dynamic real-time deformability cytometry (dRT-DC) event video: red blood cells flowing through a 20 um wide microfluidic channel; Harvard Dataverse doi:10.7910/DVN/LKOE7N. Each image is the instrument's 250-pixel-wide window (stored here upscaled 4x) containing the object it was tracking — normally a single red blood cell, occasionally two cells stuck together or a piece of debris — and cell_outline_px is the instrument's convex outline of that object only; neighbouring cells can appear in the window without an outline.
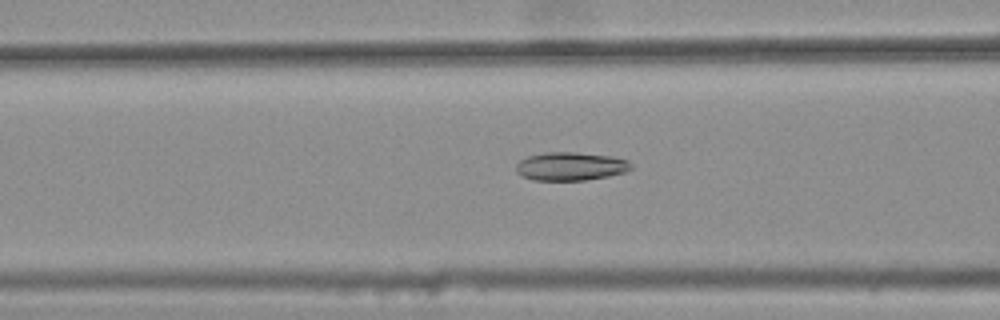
{"species": "common noctule bat (a hibernating species)", "species_latin": "Nyctalus noctula", "temperature_condition": "warm", "stored_images_in_passage": 39, "camera_frame_rate_fps": 3000, "um_per_image_px": 0.085, "animal": {"sex": "female", "body_mass_g": 25.1}, "frame": {"image": 1, "passage_image": 13, "time_ms": 4.0, "image_size_px": [1000, 320], "cell_outline_px": [[624, 160], [620, 168], [616, 172], [600, 176], [576, 180], [540, 180], [528, 176], [528, 160], [536, 156], [600, 156]], "centroid_in_image_um": [48.58, 14.22], "position_along_channel_um": 118.0, "area_um2": 14.22}}
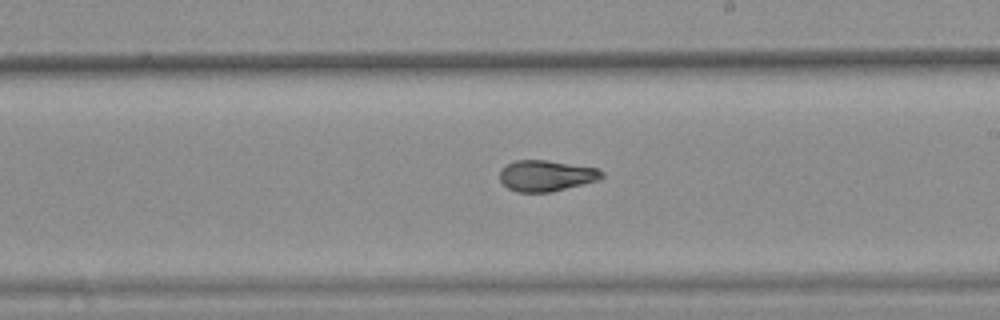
{"frame": {"image": 2, "passage_image": 23, "time_ms": 7.333, "image_size_px": [1000, 320], "cell_outline_px": [[600, 176], [576, 184], [560, 188], [540, 192], [524, 192], [512, 188], [504, 180], [504, 168], [512, 164], [528, 160], [536, 160], [596, 168], [600, 172]], "centroid_in_image_um": [46.42, 14.92], "position_along_channel_um": 242.6, "area_um2": 15.9}}
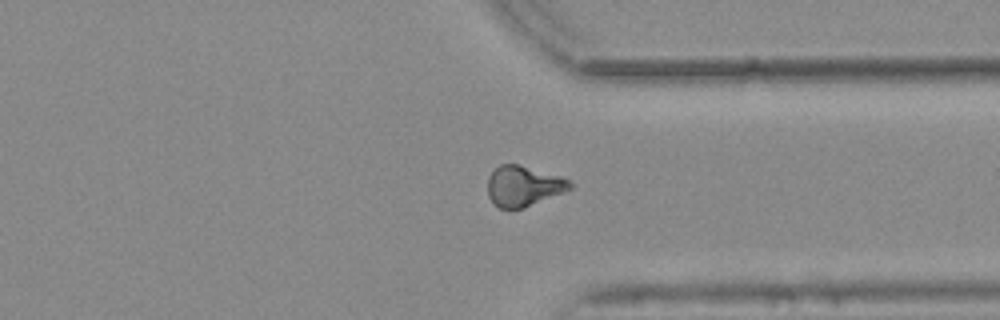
{"frame": {"image": 3, "passage_image": 33, "time_ms": 10.667, "image_size_px": [1000, 320], "cell_outline_px": [[568, 184], [520, 208], [500, 208], [492, 200], [488, 188], [488, 184], [496, 168], [504, 164], [516, 164], [564, 180]], "centroid_in_image_um": [44.25, 15.8], "position_along_channel_um": 367.2, "area_um2": 16.53}, "authors_computed_cell_mechanics": {"area_um2": 14.6812, "velocity_mm_per_s": 3.7454, "shape_relaxation_time_tau1_ms": null, "shape_relaxation_time_tau2_ms": 2.7372, "deformation_change_tau1": null, "deformation_change_tau2": 0.0741}}